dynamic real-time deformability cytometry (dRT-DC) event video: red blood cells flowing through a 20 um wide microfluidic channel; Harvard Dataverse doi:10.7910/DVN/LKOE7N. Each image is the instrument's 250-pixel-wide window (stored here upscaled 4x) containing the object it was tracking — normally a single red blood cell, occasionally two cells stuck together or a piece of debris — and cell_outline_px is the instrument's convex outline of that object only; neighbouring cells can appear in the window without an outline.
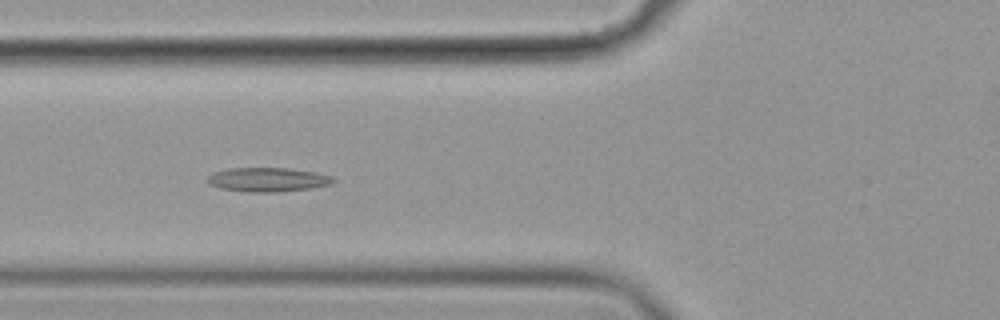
{"species": "common noctule bat (a hibernating species)", "species_latin": "Nyctalus noctula", "temperature_condition": "cold", "stored_images_in_passage": 7, "camera_frame_rate_fps": 3000, "um_per_image_px": 0.085, "animal": {"sex": "female", "body_mass_g": 19.9}, "frame": {"image": 1, "passage_image": 6, "time_ms": 1.667, "image_size_px": [1000, 320], "cell_outline_px": [[336, 180], [332, 184], [312, 188], [280, 192], [248, 192], [220, 188], [208, 184], [208, 176], [212, 172], [228, 168], [288, 168], [316, 172], [332, 176]], "centroid_in_image_um": [22.77, 15.27], "position_along_channel_um": 103.0, "area_um2": 17.86}}
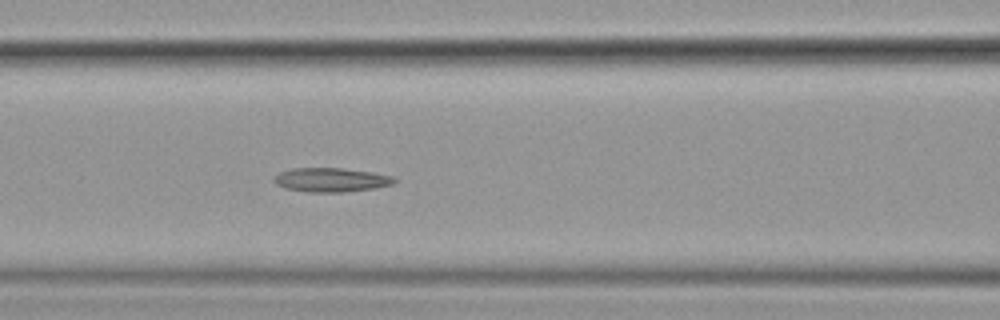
{"frame": {"image": 2, "passage_image": 7, "time_ms": 2.0, "image_size_px": [1000, 320], "cell_outline_px": [[396, 180], [392, 184], [376, 188], [344, 192], [308, 192], [284, 188], [276, 184], [272, 180], [280, 172], [292, 168], [344, 168], [372, 172], [392, 176]], "centroid_in_image_um": [28.13, 15.29], "position_along_channel_um": 138.5, "area_um2": 16.88}}